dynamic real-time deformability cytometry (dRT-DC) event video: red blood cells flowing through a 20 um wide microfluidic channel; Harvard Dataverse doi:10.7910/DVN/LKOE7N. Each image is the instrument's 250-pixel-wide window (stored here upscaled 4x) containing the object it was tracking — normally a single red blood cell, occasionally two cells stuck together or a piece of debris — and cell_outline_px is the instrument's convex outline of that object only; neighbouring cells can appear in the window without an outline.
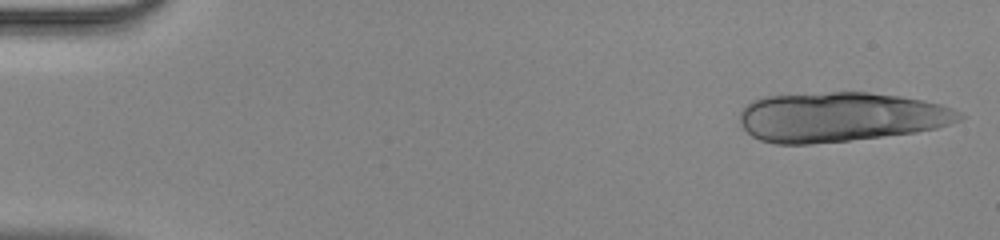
{"species": "human", "species_latin": "Homo sapiens", "temperature_condition": "room temperature", "stored_images_in_passage": 14, "camera_frame_rate_fps": 3000, "um_per_image_px": 0.085, "donor": {"sex": "male"}, "frame": {"image": 1, "passage_image": 1, "time_ms": 0.0, "image_size_px": [1000, 240], "cell_outline_px": [[964, 116], [960, 120], [936, 128], [916, 132], [848, 140], [812, 144], [776, 144], [760, 140], [752, 136], [740, 124], [740, 112], [752, 100], [764, 96], [828, 92], [868, 92], [900, 96], [924, 100], [940, 104], [952, 108], [960, 112]], "centroid_in_image_um": [71.42, 9.94], "position_along_channel_um": 13.6, "area_um2": 63.46}}
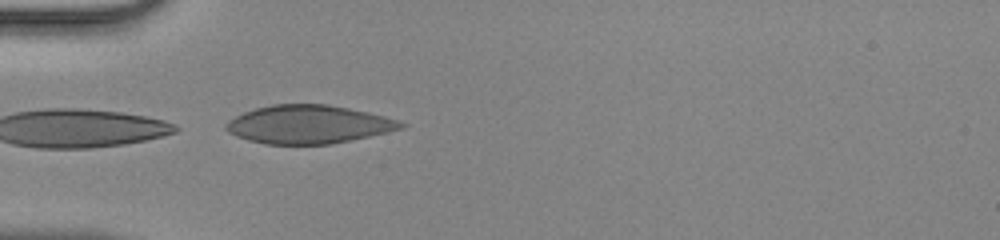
{"frame": {"image": 2, "passage_image": 14, "time_ms": 4.333, "image_size_px": [1000, 240], "cell_outline_px": [[408, 124], [404, 128], [332, 144], [264, 144], [248, 140], [236, 136], [228, 132], [224, 128], [224, 124], [228, 120], [244, 112], [256, 108], [272, 104], [328, 104], [368, 112], [384, 116]], "centroid_in_image_um": [26.19, 10.57], "position_along_channel_um": 58.8, "area_um2": 39.02}}